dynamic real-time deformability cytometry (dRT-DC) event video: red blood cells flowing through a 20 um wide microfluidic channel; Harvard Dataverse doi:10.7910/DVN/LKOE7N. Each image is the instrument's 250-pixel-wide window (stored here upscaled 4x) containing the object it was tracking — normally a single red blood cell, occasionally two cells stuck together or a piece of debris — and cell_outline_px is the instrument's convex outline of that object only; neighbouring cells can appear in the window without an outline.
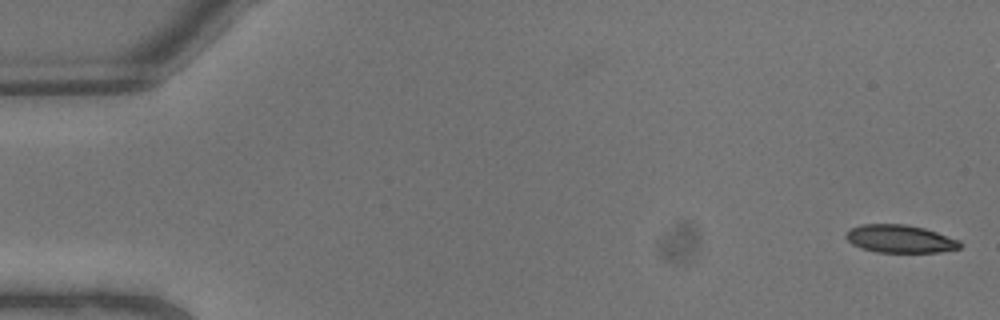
{"species": "common noctule bat (a hibernating species)", "species_latin": "Nyctalus noctula", "temperature_condition": "warm", "stored_images_in_passage": 8, "camera_frame_rate_fps": 3000, "um_per_image_px": 0.085, "animal": {"sex": "male", "body_mass_g": 13.3}, "frame": {"image": 1, "passage_image": 1, "time_ms": 0.0, "image_size_px": [1000, 320], "cell_outline_px": [[960, 248], [940, 252], [876, 252], [860, 248], [852, 244], [844, 236], [844, 232], [860, 224], [904, 224], [924, 228], [960, 240]], "centroid_in_image_um": [76.46, 20.3], "position_along_channel_um": 8.5, "area_um2": 18.55}}
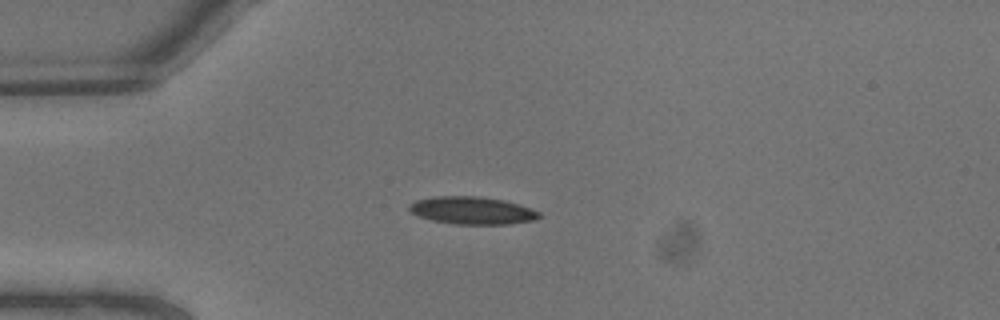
{"frame": {"image": 2, "passage_image": 6, "time_ms": 1.667, "image_size_px": [1000, 320], "cell_outline_px": [[540, 216], [536, 220], [508, 224], [452, 224], [432, 220], [420, 216], [412, 212], [408, 208], [408, 204], [416, 200], [436, 196], [480, 196], [504, 200], [520, 204], [540, 212]], "centroid_in_image_um": [40.15, 17.88], "position_along_channel_um": 44.8, "area_um2": 20.92}}
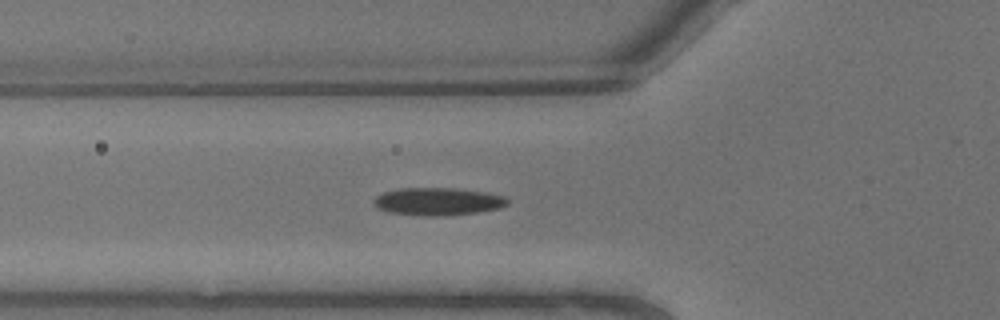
{"frame": {"image": 3, "passage_image": 8, "time_ms": 2.333, "image_size_px": [1000, 320], "cell_outline_px": [[508, 204], [500, 208], [476, 212], [444, 216], [420, 216], [388, 212], [376, 208], [372, 204], [372, 200], [376, 196], [384, 192], [400, 188], [456, 188], [488, 192], [508, 196]], "centroid_in_image_um": [37.21, 17.12], "position_along_channel_um": 88.6, "area_um2": 21.96}}